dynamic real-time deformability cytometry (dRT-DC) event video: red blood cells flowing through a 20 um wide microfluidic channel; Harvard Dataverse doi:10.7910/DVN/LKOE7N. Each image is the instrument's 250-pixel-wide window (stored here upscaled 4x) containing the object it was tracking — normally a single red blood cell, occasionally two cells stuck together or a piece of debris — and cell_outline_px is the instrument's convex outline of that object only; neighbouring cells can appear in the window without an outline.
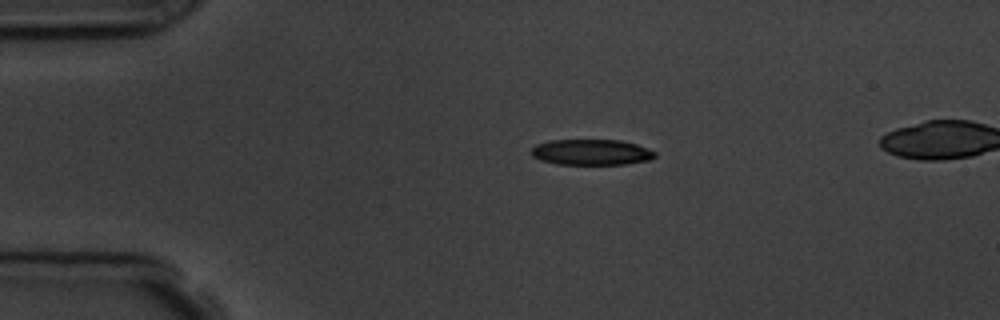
{"species": "common noctule bat (a hibernating species)", "species_latin": "Nyctalus noctula", "temperature_condition": "room temperature", "stored_images_in_passage": 4, "segment_of_instrument_passage": [1, 2], "camera_frame_rate_fps": 3000, "um_per_image_px": 0.085, "animal": {"sex": "male", "body_mass_g": 19.5, "forearm_length_mm": 54.6}, "frame": {"image": 1, "passage_image": 2, "time_ms": 1.333, "image_size_px": [1000, 320], "cell_outline_px": [[656, 156], [648, 160], [624, 164], [556, 164], [540, 160], [532, 156], [528, 152], [536, 144], [548, 140], [620, 140], [636, 144], [656, 152]], "centroid_in_image_um": [50.2, 12.93], "position_along_channel_um": 34.8, "area_um2": 18.61}}